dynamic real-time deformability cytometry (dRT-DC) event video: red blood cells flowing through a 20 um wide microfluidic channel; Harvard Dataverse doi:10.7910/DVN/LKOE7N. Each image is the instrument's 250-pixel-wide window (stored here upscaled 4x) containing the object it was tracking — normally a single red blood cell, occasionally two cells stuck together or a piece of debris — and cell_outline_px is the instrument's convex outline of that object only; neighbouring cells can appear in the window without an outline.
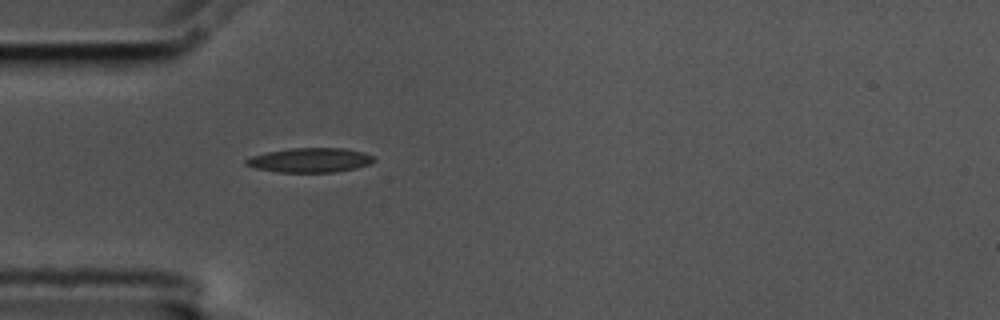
{"species": "common noctule bat (a hibernating species)", "species_latin": "Nyctalus noctula", "temperature_condition": "cold", "stored_images_in_passage": 1, "camera_frame_rate_fps": 3000, "um_per_image_px": 0.085, "animal": {"sex": "male", "body_mass_g": 17.5, "forearm_length_mm": 52.3}, "frame": {"image": 1, "passage_image": 1, "time_ms": 0.0, "image_size_px": [1000, 320], "cell_outline_px": [[376, 160], [368, 164], [356, 168], [336, 172], [280, 172], [256, 168], [244, 164], [244, 160], [252, 156], [268, 152], [292, 148], [344, 148], [364, 152], [372, 156]], "centroid_in_image_um": [26.37, 13.61], "position_along_channel_um": 58.6, "area_um2": 18.09}}